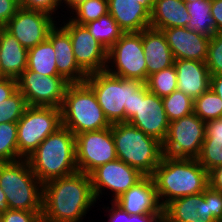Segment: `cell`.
<instances>
[{
  "instance_id": "cell-25",
  "label": "cell",
  "mask_w": 222,
  "mask_h": 222,
  "mask_svg": "<svg viewBox=\"0 0 222 222\" xmlns=\"http://www.w3.org/2000/svg\"><path fill=\"white\" fill-rule=\"evenodd\" d=\"M189 21L190 16L182 0H155L150 13V27L159 30L187 27Z\"/></svg>"
},
{
  "instance_id": "cell-20",
  "label": "cell",
  "mask_w": 222,
  "mask_h": 222,
  "mask_svg": "<svg viewBox=\"0 0 222 222\" xmlns=\"http://www.w3.org/2000/svg\"><path fill=\"white\" fill-rule=\"evenodd\" d=\"M163 218L167 222H217L209 201L204 200V191L172 200L163 208Z\"/></svg>"
},
{
  "instance_id": "cell-43",
  "label": "cell",
  "mask_w": 222,
  "mask_h": 222,
  "mask_svg": "<svg viewBox=\"0 0 222 222\" xmlns=\"http://www.w3.org/2000/svg\"><path fill=\"white\" fill-rule=\"evenodd\" d=\"M17 90V79L0 76V102L8 99Z\"/></svg>"
},
{
  "instance_id": "cell-27",
  "label": "cell",
  "mask_w": 222,
  "mask_h": 222,
  "mask_svg": "<svg viewBox=\"0 0 222 222\" xmlns=\"http://www.w3.org/2000/svg\"><path fill=\"white\" fill-rule=\"evenodd\" d=\"M27 69L47 76H60L55 51L48 39L28 50Z\"/></svg>"
},
{
  "instance_id": "cell-10",
  "label": "cell",
  "mask_w": 222,
  "mask_h": 222,
  "mask_svg": "<svg viewBox=\"0 0 222 222\" xmlns=\"http://www.w3.org/2000/svg\"><path fill=\"white\" fill-rule=\"evenodd\" d=\"M106 71L114 76L147 82L141 32L124 33L107 51Z\"/></svg>"
},
{
  "instance_id": "cell-14",
  "label": "cell",
  "mask_w": 222,
  "mask_h": 222,
  "mask_svg": "<svg viewBox=\"0 0 222 222\" xmlns=\"http://www.w3.org/2000/svg\"><path fill=\"white\" fill-rule=\"evenodd\" d=\"M62 17L60 25L69 33L74 58L78 66L88 75L106 71L107 49L96 40L85 25H80L68 17Z\"/></svg>"
},
{
  "instance_id": "cell-19",
  "label": "cell",
  "mask_w": 222,
  "mask_h": 222,
  "mask_svg": "<svg viewBox=\"0 0 222 222\" xmlns=\"http://www.w3.org/2000/svg\"><path fill=\"white\" fill-rule=\"evenodd\" d=\"M174 59H188L205 62L210 37L189 30L187 27H173L162 30Z\"/></svg>"
},
{
  "instance_id": "cell-29",
  "label": "cell",
  "mask_w": 222,
  "mask_h": 222,
  "mask_svg": "<svg viewBox=\"0 0 222 222\" xmlns=\"http://www.w3.org/2000/svg\"><path fill=\"white\" fill-rule=\"evenodd\" d=\"M107 13L108 0H84L76 4L67 17L77 24L85 25Z\"/></svg>"
},
{
  "instance_id": "cell-37",
  "label": "cell",
  "mask_w": 222,
  "mask_h": 222,
  "mask_svg": "<svg viewBox=\"0 0 222 222\" xmlns=\"http://www.w3.org/2000/svg\"><path fill=\"white\" fill-rule=\"evenodd\" d=\"M20 7L28 10H38L46 12L56 19L59 17L62 18L63 16L67 15L66 11L60 9L63 8V3L60 0H20ZM60 10L61 12H64V14H66H59Z\"/></svg>"
},
{
  "instance_id": "cell-34",
  "label": "cell",
  "mask_w": 222,
  "mask_h": 222,
  "mask_svg": "<svg viewBox=\"0 0 222 222\" xmlns=\"http://www.w3.org/2000/svg\"><path fill=\"white\" fill-rule=\"evenodd\" d=\"M27 106L25 97L17 90L8 99L0 102V123H17Z\"/></svg>"
},
{
  "instance_id": "cell-28",
  "label": "cell",
  "mask_w": 222,
  "mask_h": 222,
  "mask_svg": "<svg viewBox=\"0 0 222 222\" xmlns=\"http://www.w3.org/2000/svg\"><path fill=\"white\" fill-rule=\"evenodd\" d=\"M85 26L91 35L98 40L107 50L124 34L112 16L107 13L99 19L91 21Z\"/></svg>"
},
{
  "instance_id": "cell-23",
  "label": "cell",
  "mask_w": 222,
  "mask_h": 222,
  "mask_svg": "<svg viewBox=\"0 0 222 222\" xmlns=\"http://www.w3.org/2000/svg\"><path fill=\"white\" fill-rule=\"evenodd\" d=\"M108 13L124 33L150 27V12L137 0H108Z\"/></svg>"
},
{
  "instance_id": "cell-11",
  "label": "cell",
  "mask_w": 222,
  "mask_h": 222,
  "mask_svg": "<svg viewBox=\"0 0 222 222\" xmlns=\"http://www.w3.org/2000/svg\"><path fill=\"white\" fill-rule=\"evenodd\" d=\"M205 139V122L194 112L173 120L162 143L163 155L170 158L197 159Z\"/></svg>"
},
{
  "instance_id": "cell-50",
  "label": "cell",
  "mask_w": 222,
  "mask_h": 222,
  "mask_svg": "<svg viewBox=\"0 0 222 222\" xmlns=\"http://www.w3.org/2000/svg\"><path fill=\"white\" fill-rule=\"evenodd\" d=\"M185 4H188V3H191L193 1H196V0H182Z\"/></svg>"
},
{
  "instance_id": "cell-24",
  "label": "cell",
  "mask_w": 222,
  "mask_h": 222,
  "mask_svg": "<svg viewBox=\"0 0 222 222\" xmlns=\"http://www.w3.org/2000/svg\"><path fill=\"white\" fill-rule=\"evenodd\" d=\"M28 49L5 28L0 34V76L17 79L27 68Z\"/></svg>"
},
{
  "instance_id": "cell-1",
  "label": "cell",
  "mask_w": 222,
  "mask_h": 222,
  "mask_svg": "<svg viewBox=\"0 0 222 222\" xmlns=\"http://www.w3.org/2000/svg\"><path fill=\"white\" fill-rule=\"evenodd\" d=\"M96 203L88 174L52 179L43 184L42 222H83Z\"/></svg>"
},
{
  "instance_id": "cell-26",
  "label": "cell",
  "mask_w": 222,
  "mask_h": 222,
  "mask_svg": "<svg viewBox=\"0 0 222 222\" xmlns=\"http://www.w3.org/2000/svg\"><path fill=\"white\" fill-rule=\"evenodd\" d=\"M190 16L187 24L189 30L212 37L216 33V23L211 15V0H196L186 4Z\"/></svg>"
},
{
  "instance_id": "cell-52",
  "label": "cell",
  "mask_w": 222,
  "mask_h": 222,
  "mask_svg": "<svg viewBox=\"0 0 222 222\" xmlns=\"http://www.w3.org/2000/svg\"><path fill=\"white\" fill-rule=\"evenodd\" d=\"M0 222H2V212L0 211Z\"/></svg>"
},
{
  "instance_id": "cell-49",
  "label": "cell",
  "mask_w": 222,
  "mask_h": 222,
  "mask_svg": "<svg viewBox=\"0 0 222 222\" xmlns=\"http://www.w3.org/2000/svg\"><path fill=\"white\" fill-rule=\"evenodd\" d=\"M142 6H144L150 13L154 7L155 0H137Z\"/></svg>"
},
{
  "instance_id": "cell-16",
  "label": "cell",
  "mask_w": 222,
  "mask_h": 222,
  "mask_svg": "<svg viewBox=\"0 0 222 222\" xmlns=\"http://www.w3.org/2000/svg\"><path fill=\"white\" fill-rule=\"evenodd\" d=\"M57 22L46 12L20 7L4 28L29 50L45 41Z\"/></svg>"
},
{
  "instance_id": "cell-51",
  "label": "cell",
  "mask_w": 222,
  "mask_h": 222,
  "mask_svg": "<svg viewBox=\"0 0 222 222\" xmlns=\"http://www.w3.org/2000/svg\"><path fill=\"white\" fill-rule=\"evenodd\" d=\"M3 29H4V27L2 25H0V34H1Z\"/></svg>"
},
{
  "instance_id": "cell-8",
  "label": "cell",
  "mask_w": 222,
  "mask_h": 222,
  "mask_svg": "<svg viewBox=\"0 0 222 222\" xmlns=\"http://www.w3.org/2000/svg\"><path fill=\"white\" fill-rule=\"evenodd\" d=\"M125 122L136 126L161 143L167 137L170 124L162 98L150 92L146 83L131 94L129 108H125Z\"/></svg>"
},
{
  "instance_id": "cell-41",
  "label": "cell",
  "mask_w": 222,
  "mask_h": 222,
  "mask_svg": "<svg viewBox=\"0 0 222 222\" xmlns=\"http://www.w3.org/2000/svg\"><path fill=\"white\" fill-rule=\"evenodd\" d=\"M204 200L209 201L210 211L217 221H222V192L208 186L204 190Z\"/></svg>"
},
{
  "instance_id": "cell-38",
  "label": "cell",
  "mask_w": 222,
  "mask_h": 222,
  "mask_svg": "<svg viewBox=\"0 0 222 222\" xmlns=\"http://www.w3.org/2000/svg\"><path fill=\"white\" fill-rule=\"evenodd\" d=\"M199 163L209 172L212 169L222 165V147L202 146L199 157Z\"/></svg>"
},
{
  "instance_id": "cell-31",
  "label": "cell",
  "mask_w": 222,
  "mask_h": 222,
  "mask_svg": "<svg viewBox=\"0 0 222 222\" xmlns=\"http://www.w3.org/2000/svg\"><path fill=\"white\" fill-rule=\"evenodd\" d=\"M24 159L18 152L17 123H0V163Z\"/></svg>"
},
{
  "instance_id": "cell-3",
  "label": "cell",
  "mask_w": 222,
  "mask_h": 222,
  "mask_svg": "<svg viewBox=\"0 0 222 222\" xmlns=\"http://www.w3.org/2000/svg\"><path fill=\"white\" fill-rule=\"evenodd\" d=\"M26 159L42 184L72 175L78 172L75 135L62 126L50 134Z\"/></svg>"
},
{
  "instance_id": "cell-4",
  "label": "cell",
  "mask_w": 222,
  "mask_h": 222,
  "mask_svg": "<svg viewBox=\"0 0 222 222\" xmlns=\"http://www.w3.org/2000/svg\"><path fill=\"white\" fill-rule=\"evenodd\" d=\"M117 159L152 176L162 156V143L128 122L111 125Z\"/></svg>"
},
{
  "instance_id": "cell-22",
  "label": "cell",
  "mask_w": 222,
  "mask_h": 222,
  "mask_svg": "<svg viewBox=\"0 0 222 222\" xmlns=\"http://www.w3.org/2000/svg\"><path fill=\"white\" fill-rule=\"evenodd\" d=\"M142 44L148 77L174 65V56L162 30L148 27L142 30Z\"/></svg>"
},
{
  "instance_id": "cell-48",
  "label": "cell",
  "mask_w": 222,
  "mask_h": 222,
  "mask_svg": "<svg viewBox=\"0 0 222 222\" xmlns=\"http://www.w3.org/2000/svg\"><path fill=\"white\" fill-rule=\"evenodd\" d=\"M6 194L3 192V189L0 187V211L3 212L7 209V199Z\"/></svg>"
},
{
  "instance_id": "cell-2",
  "label": "cell",
  "mask_w": 222,
  "mask_h": 222,
  "mask_svg": "<svg viewBox=\"0 0 222 222\" xmlns=\"http://www.w3.org/2000/svg\"><path fill=\"white\" fill-rule=\"evenodd\" d=\"M161 206L177 198L202 193L208 186V172L197 159L162 156L152 175Z\"/></svg>"
},
{
  "instance_id": "cell-30",
  "label": "cell",
  "mask_w": 222,
  "mask_h": 222,
  "mask_svg": "<svg viewBox=\"0 0 222 222\" xmlns=\"http://www.w3.org/2000/svg\"><path fill=\"white\" fill-rule=\"evenodd\" d=\"M193 112L205 123L222 117V100L209 88L194 99Z\"/></svg>"
},
{
  "instance_id": "cell-17",
  "label": "cell",
  "mask_w": 222,
  "mask_h": 222,
  "mask_svg": "<svg viewBox=\"0 0 222 222\" xmlns=\"http://www.w3.org/2000/svg\"><path fill=\"white\" fill-rule=\"evenodd\" d=\"M113 202L129 215L163 214L152 176H144Z\"/></svg>"
},
{
  "instance_id": "cell-5",
  "label": "cell",
  "mask_w": 222,
  "mask_h": 222,
  "mask_svg": "<svg viewBox=\"0 0 222 222\" xmlns=\"http://www.w3.org/2000/svg\"><path fill=\"white\" fill-rule=\"evenodd\" d=\"M62 126L74 135L111 127L93 90L85 83L69 84L61 106Z\"/></svg>"
},
{
  "instance_id": "cell-21",
  "label": "cell",
  "mask_w": 222,
  "mask_h": 222,
  "mask_svg": "<svg viewBox=\"0 0 222 222\" xmlns=\"http://www.w3.org/2000/svg\"><path fill=\"white\" fill-rule=\"evenodd\" d=\"M177 73V90L193 100L210 88V72L205 62L188 59L174 61Z\"/></svg>"
},
{
  "instance_id": "cell-33",
  "label": "cell",
  "mask_w": 222,
  "mask_h": 222,
  "mask_svg": "<svg viewBox=\"0 0 222 222\" xmlns=\"http://www.w3.org/2000/svg\"><path fill=\"white\" fill-rule=\"evenodd\" d=\"M146 85L150 92L161 98L170 95L173 91L177 90V73L175 66L173 65L150 75Z\"/></svg>"
},
{
  "instance_id": "cell-47",
  "label": "cell",
  "mask_w": 222,
  "mask_h": 222,
  "mask_svg": "<svg viewBox=\"0 0 222 222\" xmlns=\"http://www.w3.org/2000/svg\"><path fill=\"white\" fill-rule=\"evenodd\" d=\"M84 0H65L63 2V10H66L67 13L70 11L76 4ZM65 8V9H64Z\"/></svg>"
},
{
  "instance_id": "cell-9",
  "label": "cell",
  "mask_w": 222,
  "mask_h": 222,
  "mask_svg": "<svg viewBox=\"0 0 222 222\" xmlns=\"http://www.w3.org/2000/svg\"><path fill=\"white\" fill-rule=\"evenodd\" d=\"M62 127L61 108L27 106L17 122L18 152L26 159L50 134Z\"/></svg>"
},
{
  "instance_id": "cell-40",
  "label": "cell",
  "mask_w": 222,
  "mask_h": 222,
  "mask_svg": "<svg viewBox=\"0 0 222 222\" xmlns=\"http://www.w3.org/2000/svg\"><path fill=\"white\" fill-rule=\"evenodd\" d=\"M202 146L222 147V117L205 123V139Z\"/></svg>"
},
{
  "instance_id": "cell-32",
  "label": "cell",
  "mask_w": 222,
  "mask_h": 222,
  "mask_svg": "<svg viewBox=\"0 0 222 222\" xmlns=\"http://www.w3.org/2000/svg\"><path fill=\"white\" fill-rule=\"evenodd\" d=\"M162 102L170 122L193 113L194 100L182 91H173L170 95L163 97Z\"/></svg>"
},
{
  "instance_id": "cell-44",
  "label": "cell",
  "mask_w": 222,
  "mask_h": 222,
  "mask_svg": "<svg viewBox=\"0 0 222 222\" xmlns=\"http://www.w3.org/2000/svg\"><path fill=\"white\" fill-rule=\"evenodd\" d=\"M209 186L222 192V165L208 172Z\"/></svg>"
},
{
  "instance_id": "cell-18",
  "label": "cell",
  "mask_w": 222,
  "mask_h": 222,
  "mask_svg": "<svg viewBox=\"0 0 222 222\" xmlns=\"http://www.w3.org/2000/svg\"><path fill=\"white\" fill-rule=\"evenodd\" d=\"M57 20L58 22L50 30L47 39L52 43L55 51L58 74L70 84L83 83L88 75L76 63L70 35L59 24L62 19Z\"/></svg>"
},
{
  "instance_id": "cell-53",
  "label": "cell",
  "mask_w": 222,
  "mask_h": 222,
  "mask_svg": "<svg viewBox=\"0 0 222 222\" xmlns=\"http://www.w3.org/2000/svg\"><path fill=\"white\" fill-rule=\"evenodd\" d=\"M159 222H167L164 218L160 219Z\"/></svg>"
},
{
  "instance_id": "cell-36",
  "label": "cell",
  "mask_w": 222,
  "mask_h": 222,
  "mask_svg": "<svg viewBox=\"0 0 222 222\" xmlns=\"http://www.w3.org/2000/svg\"><path fill=\"white\" fill-rule=\"evenodd\" d=\"M205 64L210 75H222V32L210 38Z\"/></svg>"
},
{
  "instance_id": "cell-39",
  "label": "cell",
  "mask_w": 222,
  "mask_h": 222,
  "mask_svg": "<svg viewBox=\"0 0 222 222\" xmlns=\"http://www.w3.org/2000/svg\"><path fill=\"white\" fill-rule=\"evenodd\" d=\"M2 222H42V211L6 209L2 212Z\"/></svg>"
},
{
  "instance_id": "cell-42",
  "label": "cell",
  "mask_w": 222,
  "mask_h": 222,
  "mask_svg": "<svg viewBox=\"0 0 222 222\" xmlns=\"http://www.w3.org/2000/svg\"><path fill=\"white\" fill-rule=\"evenodd\" d=\"M20 8V0H0V25L5 27Z\"/></svg>"
},
{
  "instance_id": "cell-15",
  "label": "cell",
  "mask_w": 222,
  "mask_h": 222,
  "mask_svg": "<svg viewBox=\"0 0 222 222\" xmlns=\"http://www.w3.org/2000/svg\"><path fill=\"white\" fill-rule=\"evenodd\" d=\"M89 176L96 201L100 202L108 191L106 196L111 192L109 202H113L144 177L137 169L119 159L99 166Z\"/></svg>"
},
{
  "instance_id": "cell-46",
  "label": "cell",
  "mask_w": 222,
  "mask_h": 222,
  "mask_svg": "<svg viewBox=\"0 0 222 222\" xmlns=\"http://www.w3.org/2000/svg\"><path fill=\"white\" fill-rule=\"evenodd\" d=\"M210 88L222 100V75H211V77H210Z\"/></svg>"
},
{
  "instance_id": "cell-12",
  "label": "cell",
  "mask_w": 222,
  "mask_h": 222,
  "mask_svg": "<svg viewBox=\"0 0 222 222\" xmlns=\"http://www.w3.org/2000/svg\"><path fill=\"white\" fill-rule=\"evenodd\" d=\"M69 84L62 76H47L27 68L17 78V88L28 106L61 108Z\"/></svg>"
},
{
  "instance_id": "cell-13",
  "label": "cell",
  "mask_w": 222,
  "mask_h": 222,
  "mask_svg": "<svg viewBox=\"0 0 222 222\" xmlns=\"http://www.w3.org/2000/svg\"><path fill=\"white\" fill-rule=\"evenodd\" d=\"M78 172L90 174L93 170L117 159L111 127L75 135Z\"/></svg>"
},
{
  "instance_id": "cell-7",
  "label": "cell",
  "mask_w": 222,
  "mask_h": 222,
  "mask_svg": "<svg viewBox=\"0 0 222 222\" xmlns=\"http://www.w3.org/2000/svg\"><path fill=\"white\" fill-rule=\"evenodd\" d=\"M84 82L95 93L111 125L125 122V108H129L131 94L144 84L141 80L120 78L107 71L88 74Z\"/></svg>"
},
{
  "instance_id": "cell-35",
  "label": "cell",
  "mask_w": 222,
  "mask_h": 222,
  "mask_svg": "<svg viewBox=\"0 0 222 222\" xmlns=\"http://www.w3.org/2000/svg\"><path fill=\"white\" fill-rule=\"evenodd\" d=\"M110 204L111 206H105L104 204L102 208L108 212L106 215L108 220L106 222H159L163 218V214L129 215L114 202L110 201Z\"/></svg>"
},
{
  "instance_id": "cell-6",
  "label": "cell",
  "mask_w": 222,
  "mask_h": 222,
  "mask_svg": "<svg viewBox=\"0 0 222 222\" xmlns=\"http://www.w3.org/2000/svg\"><path fill=\"white\" fill-rule=\"evenodd\" d=\"M0 187L8 209L42 211L43 184L27 159L0 163Z\"/></svg>"
},
{
  "instance_id": "cell-45",
  "label": "cell",
  "mask_w": 222,
  "mask_h": 222,
  "mask_svg": "<svg viewBox=\"0 0 222 222\" xmlns=\"http://www.w3.org/2000/svg\"><path fill=\"white\" fill-rule=\"evenodd\" d=\"M211 15L216 23V32H222V0H211Z\"/></svg>"
}]
</instances>
